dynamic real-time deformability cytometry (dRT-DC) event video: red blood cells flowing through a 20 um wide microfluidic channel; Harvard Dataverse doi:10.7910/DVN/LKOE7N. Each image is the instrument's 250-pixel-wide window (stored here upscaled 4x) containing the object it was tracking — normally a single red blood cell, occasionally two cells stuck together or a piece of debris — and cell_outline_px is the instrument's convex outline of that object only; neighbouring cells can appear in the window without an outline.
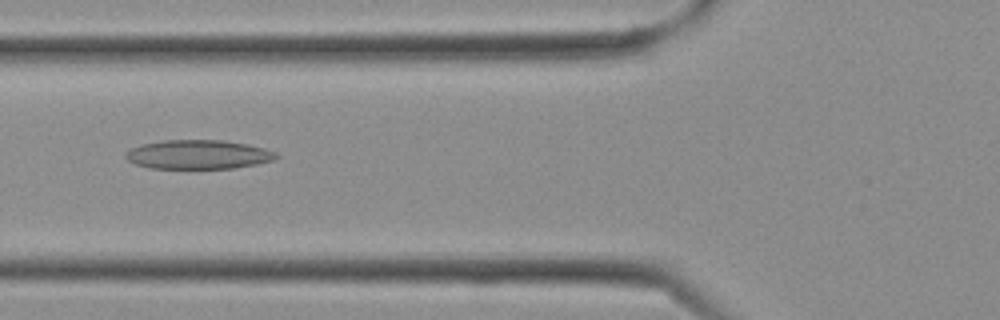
{"species": "Egyptian fruit bat (a non-hibernating species)", "species_latin": "Rousettus aegyptiacus", "temperature_condition": "cold", "stored_images_in_passage": 9, "camera_frame_rate_fps": 3000, "um_per_image_px": 0.085, "frame": {"image": 1, "passage_image": 4, "time_ms": 1.0, "image_size_px": [1000, 320], "cell_outline_px": [[280, 156], [272, 160], [256, 164], [232, 168], [148, 168], [136, 164], [128, 160], [124, 156], [124, 152], [132, 148], [144, 144], [164, 140], [224, 140], [248, 144], [264, 148], [276, 152]], "centroid_in_image_um": [16.85, 13.13], "position_along_channel_um": 108.9, "area_um2": 25.43}}
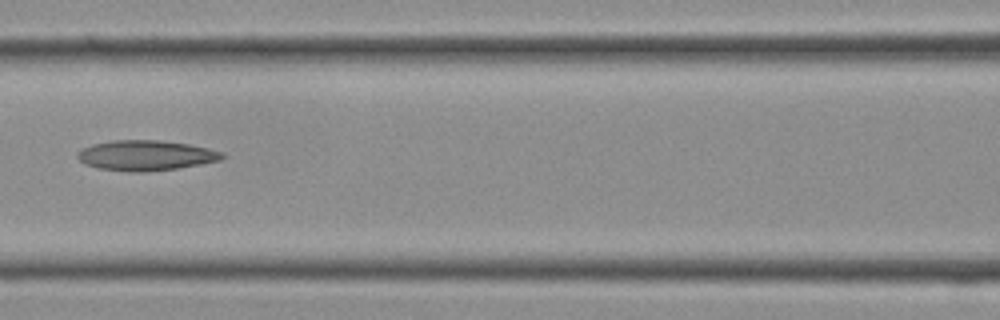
{"frame": {"image": 2, "passage_image": 6, "time_ms": 1.667, "image_size_px": [1000, 320], "cell_outline_px": [[224, 156], [220, 160], [180, 168], [144, 172], [128, 172], [96, 168], [84, 164], [76, 156], [76, 152], [80, 148], [92, 144], [112, 140], [160, 140], [188, 144], [208, 148], [224, 152]], "centroid_in_image_um": [12.34, 13.21], "position_along_channel_um": 154.3, "area_um2": 25.78}}
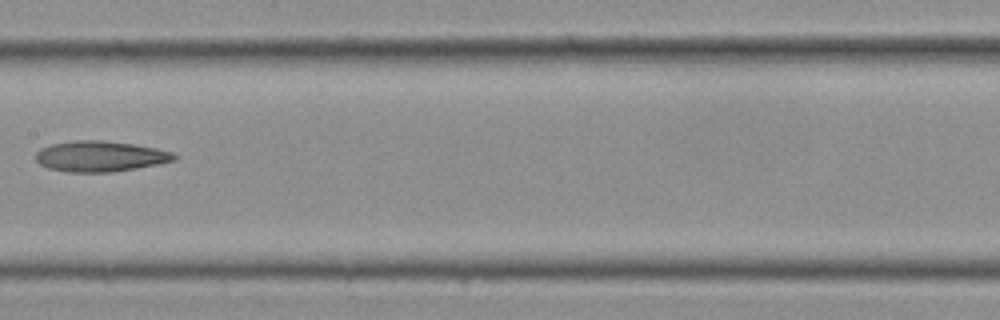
{"frame": {"image": 3, "passage_image": 8, "time_ms": 2.333, "image_size_px": [1000, 320], "cell_outline_px": [[180, 156], [176, 160], [160, 164], [112, 172], [68, 172], [48, 168], [40, 164], [36, 160], [36, 152], [40, 148], [52, 144], [76, 140], [104, 140], [132, 144], [156, 148], [172, 152]], "centroid_in_image_um": [8.54, 13.29], "position_along_channel_um": 198.9, "area_um2": 24.85}}